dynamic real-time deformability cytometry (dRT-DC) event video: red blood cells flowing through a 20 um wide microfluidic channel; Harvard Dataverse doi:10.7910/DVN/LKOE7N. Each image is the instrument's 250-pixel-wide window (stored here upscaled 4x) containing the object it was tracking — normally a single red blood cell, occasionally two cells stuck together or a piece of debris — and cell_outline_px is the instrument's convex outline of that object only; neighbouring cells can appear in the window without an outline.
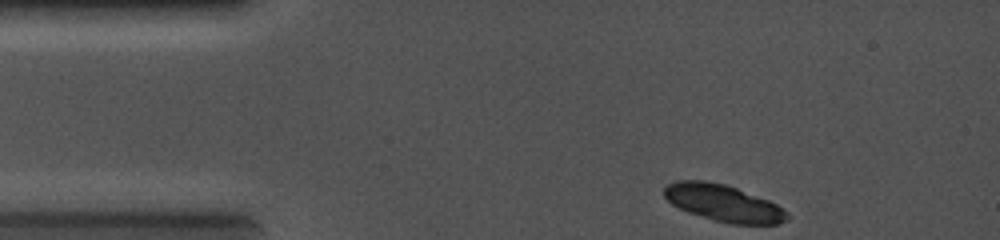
{"species": "common noctule bat (a hibernating species)", "species_latin": "Nyctalus noctula", "temperature_condition": "cold", "stored_images_in_passage": 2, "camera_frame_rate_fps": 5000, "um_per_image_px": 0.085, "animal": {"sex": "female", "body_mass_g": 19.0, "forearm_length_mm": 56.7}, "frame": {"image": 1, "passage_image": 1, "time_ms": 0.0, "image_size_px": [1000, 240], "cell_outline_px": [[792, 216], [788, 220], [780, 224], [732, 224], [716, 220], [688, 212], [672, 204], [664, 196], [664, 188], [668, 184], [676, 180], [704, 180], [724, 184], [736, 188], [768, 200], [776, 204], [788, 212]], "centroid_in_image_um": [61.52, 17.26], "position_along_channel_um": 23.5, "area_um2": 26.3}}